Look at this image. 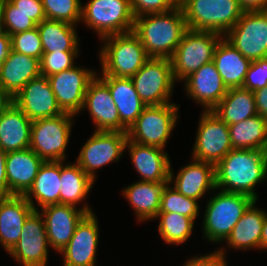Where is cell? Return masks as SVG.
I'll use <instances>...</instances> for the list:
<instances>
[{
  "label": "cell",
  "instance_id": "obj_1",
  "mask_svg": "<svg viewBox=\"0 0 267 266\" xmlns=\"http://www.w3.org/2000/svg\"><path fill=\"white\" fill-rule=\"evenodd\" d=\"M267 182V151L232 149L215 165L216 188L259 200L256 188Z\"/></svg>",
  "mask_w": 267,
  "mask_h": 266
},
{
  "label": "cell",
  "instance_id": "obj_2",
  "mask_svg": "<svg viewBox=\"0 0 267 266\" xmlns=\"http://www.w3.org/2000/svg\"><path fill=\"white\" fill-rule=\"evenodd\" d=\"M187 29L179 5L167 12L135 17L133 32L139 37L149 57L170 59Z\"/></svg>",
  "mask_w": 267,
  "mask_h": 266
},
{
  "label": "cell",
  "instance_id": "obj_3",
  "mask_svg": "<svg viewBox=\"0 0 267 266\" xmlns=\"http://www.w3.org/2000/svg\"><path fill=\"white\" fill-rule=\"evenodd\" d=\"M212 194L206 198L207 201L204 204L201 237L207 244L212 246L218 244L217 247H219L254 199L244 194L225 192L217 188Z\"/></svg>",
  "mask_w": 267,
  "mask_h": 266
},
{
  "label": "cell",
  "instance_id": "obj_4",
  "mask_svg": "<svg viewBox=\"0 0 267 266\" xmlns=\"http://www.w3.org/2000/svg\"><path fill=\"white\" fill-rule=\"evenodd\" d=\"M99 43L97 53L101 68L97 75L131 78L150 58L133 31L105 37Z\"/></svg>",
  "mask_w": 267,
  "mask_h": 266
},
{
  "label": "cell",
  "instance_id": "obj_5",
  "mask_svg": "<svg viewBox=\"0 0 267 266\" xmlns=\"http://www.w3.org/2000/svg\"><path fill=\"white\" fill-rule=\"evenodd\" d=\"M179 5L188 29L216 32L222 36L244 13L239 0H183Z\"/></svg>",
  "mask_w": 267,
  "mask_h": 266
},
{
  "label": "cell",
  "instance_id": "obj_6",
  "mask_svg": "<svg viewBox=\"0 0 267 266\" xmlns=\"http://www.w3.org/2000/svg\"><path fill=\"white\" fill-rule=\"evenodd\" d=\"M85 3L82 1L80 24L93 31L99 41L133 31L135 17L130 0H89Z\"/></svg>",
  "mask_w": 267,
  "mask_h": 266
},
{
  "label": "cell",
  "instance_id": "obj_7",
  "mask_svg": "<svg viewBox=\"0 0 267 266\" xmlns=\"http://www.w3.org/2000/svg\"><path fill=\"white\" fill-rule=\"evenodd\" d=\"M76 118L64 112L56 117L32 121L30 149L43 161H66Z\"/></svg>",
  "mask_w": 267,
  "mask_h": 266
},
{
  "label": "cell",
  "instance_id": "obj_8",
  "mask_svg": "<svg viewBox=\"0 0 267 266\" xmlns=\"http://www.w3.org/2000/svg\"><path fill=\"white\" fill-rule=\"evenodd\" d=\"M180 104L146 106L136 122L128 129V139L147 146L166 150L172 132L180 121Z\"/></svg>",
  "mask_w": 267,
  "mask_h": 266
},
{
  "label": "cell",
  "instance_id": "obj_9",
  "mask_svg": "<svg viewBox=\"0 0 267 266\" xmlns=\"http://www.w3.org/2000/svg\"><path fill=\"white\" fill-rule=\"evenodd\" d=\"M222 37L216 32L187 29L170 58L176 83L213 61L215 48Z\"/></svg>",
  "mask_w": 267,
  "mask_h": 266
},
{
  "label": "cell",
  "instance_id": "obj_10",
  "mask_svg": "<svg viewBox=\"0 0 267 266\" xmlns=\"http://www.w3.org/2000/svg\"><path fill=\"white\" fill-rule=\"evenodd\" d=\"M127 139L125 132L93 131L80 148L75 162L96 182L97 170L122 161Z\"/></svg>",
  "mask_w": 267,
  "mask_h": 266
},
{
  "label": "cell",
  "instance_id": "obj_11",
  "mask_svg": "<svg viewBox=\"0 0 267 266\" xmlns=\"http://www.w3.org/2000/svg\"><path fill=\"white\" fill-rule=\"evenodd\" d=\"M131 80L146 106L173 102L171 100L177 83L169 58L150 57Z\"/></svg>",
  "mask_w": 267,
  "mask_h": 266
},
{
  "label": "cell",
  "instance_id": "obj_12",
  "mask_svg": "<svg viewBox=\"0 0 267 266\" xmlns=\"http://www.w3.org/2000/svg\"><path fill=\"white\" fill-rule=\"evenodd\" d=\"M199 115L189 157L216 165L233 149L228 125L212 110Z\"/></svg>",
  "mask_w": 267,
  "mask_h": 266
},
{
  "label": "cell",
  "instance_id": "obj_13",
  "mask_svg": "<svg viewBox=\"0 0 267 266\" xmlns=\"http://www.w3.org/2000/svg\"><path fill=\"white\" fill-rule=\"evenodd\" d=\"M223 37L250 61L267 57V10L244 11Z\"/></svg>",
  "mask_w": 267,
  "mask_h": 266
},
{
  "label": "cell",
  "instance_id": "obj_14",
  "mask_svg": "<svg viewBox=\"0 0 267 266\" xmlns=\"http://www.w3.org/2000/svg\"><path fill=\"white\" fill-rule=\"evenodd\" d=\"M50 249L43 216L34 210L24 222L18 242L7 255L20 266H49Z\"/></svg>",
  "mask_w": 267,
  "mask_h": 266
},
{
  "label": "cell",
  "instance_id": "obj_15",
  "mask_svg": "<svg viewBox=\"0 0 267 266\" xmlns=\"http://www.w3.org/2000/svg\"><path fill=\"white\" fill-rule=\"evenodd\" d=\"M85 67L78 64L47 77L57 103L65 113L75 116L80 113L89 83L97 75L98 69Z\"/></svg>",
  "mask_w": 267,
  "mask_h": 266
},
{
  "label": "cell",
  "instance_id": "obj_16",
  "mask_svg": "<svg viewBox=\"0 0 267 266\" xmlns=\"http://www.w3.org/2000/svg\"><path fill=\"white\" fill-rule=\"evenodd\" d=\"M99 223L95 212L86 214L81 219L70 241L59 252L63 260L62 266H98Z\"/></svg>",
  "mask_w": 267,
  "mask_h": 266
},
{
  "label": "cell",
  "instance_id": "obj_17",
  "mask_svg": "<svg viewBox=\"0 0 267 266\" xmlns=\"http://www.w3.org/2000/svg\"><path fill=\"white\" fill-rule=\"evenodd\" d=\"M85 111H88L91 117L93 131L128 132V129L121 123L108 86L97 75L89 83L83 107L77 117Z\"/></svg>",
  "mask_w": 267,
  "mask_h": 266
},
{
  "label": "cell",
  "instance_id": "obj_18",
  "mask_svg": "<svg viewBox=\"0 0 267 266\" xmlns=\"http://www.w3.org/2000/svg\"><path fill=\"white\" fill-rule=\"evenodd\" d=\"M188 162L180 166L176 173L171 162L169 184L184 196L201 203L204 196L209 197L216 189L215 165L191 157Z\"/></svg>",
  "mask_w": 267,
  "mask_h": 266
},
{
  "label": "cell",
  "instance_id": "obj_19",
  "mask_svg": "<svg viewBox=\"0 0 267 266\" xmlns=\"http://www.w3.org/2000/svg\"><path fill=\"white\" fill-rule=\"evenodd\" d=\"M258 202L259 200H254L248 206L223 244L218 248L215 247L224 259H227V255H229L227 251L230 249L237 253L238 251L247 252L249 250L260 251V241L266 208L258 206Z\"/></svg>",
  "mask_w": 267,
  "mask_h": 266
},
{
  "label": "cell",
  "instance_id": "obj_20",
  "mask_svg": "<svg viewBox=\"0 0 267 266\" xmlns=\"http://www.w3.org/2000/svg\"><path fill=\"white\" fill-rule=\"evenodd\" d=\"M181 84L185 96L201 107L202 111H211L228 91L213 61L202 65Z\"/></svg>",
  "mask_w": 267,
  "mask_h": 266
},
{
  "label": "cell",
  "instance_id": "obj_21",
  "mask_svg": "<svg viewBox=\"0 0 267 266\" xmlns=\"http://www.w3.org/2000/svg\"><path fill=\"white\" fill-rule=\"evenodd\" d=\"M11 101L31 121L64 113L57 103L48 78L43 75L29 81Z\"/></svg>",
  "mask_w": 267,
  "mask_h": 266
},
{
  "label": "cell",
  "instance_id": "obj_22",
  "mask_svg": "<svg viewBox=\"0 0 267 266\" xmlns=\"http://www.w3.org/2000/svg\"><path fill=\"white\" fill-rule=\"evenodd\" d=\"M43 216L51 251L59 253L70 241L81 219L83 210L65 204L46 206L38 210Z\"/></svg>",
  "mask_w": 267,
  "mask_h": 266
},
{
  "label": "cell",
  "instance_id": "obj_23",
  "mask_svg": "<svg viewBox=\"0 0 267 266\" xmlns=\"http://www.w3.org/2000/svg\"><path fill=\"white\" fill-rule=\"evenodd\" d=\"M125 153L129 154L131 164L139 175L138 181H169L171 159L165 149L141 145L127 139Z\"/></svg>",
  "mask_w": 267,
  "mask_h": 266
},
{
  "label": "cell",
  "instance_id": "obj_24",
  "mask_svg": "<svg viewBox=\"0 0 267 266\" xmlns=\"http://www.w3.org/2000/svg\"><path fill=\"white\" fill-rule=\"evenodd\" d=\"M168 184L169 181L137 180L122 187L121 196L129 203L137 224L154 221L160 209L161 197Z\"/></svg>",
  "mask_w": 267,
  "mask_h": 266
},
{
  "label": "cell",
  "instance_id": "obj_25",
  "mask_svg": "<svg viewBox=\"0 0 267 266\" xmlns=\"http://www.w3.org/2000/svg\"><path fill=\"white\" fill-rule=\"evenodd\" d=\"M41 75L40 60L11 49L0 65V88L10 99L33 78Z\"/></svg>",
  "mask_w": 267,
  "mask_h": 266
},
{
  "label": "cell",
  "instance_id": "obj_26",
  "mask_svg": "<svg viewBox=\"0 0 267 266\" xmlns=\"http://www.w3.org/2000/svg\"><path fill=\"white\" fill-rule=\"evenodd\" d=\"M68 160L61 161L60 204L75 206L87 214L93 213L95 211L87 199L95 182L76 162Z\"/></svg>",
  "mask_w": 267,
  "mask_h": 266
},
{
  "label": "cell",
  "instance_id": "obj_27",
  "mask_svg": "<svg viewBox=\"0 0 267 266\" xmlns=\"http://www.w3.org/2000/svg\"><path fill=\"white\" fill-rule=\"evenodd\" d=\"M43 160L30 148L6 156V177L10 196H24L33 185Z\"/></svg>",
  "mask_w": 267,
  "mask_h": 266
},
{
  "label": "cell",
  "instance_id": "obj_28",
  "mask_svg": "<svg viewBox=\"0 0 267 266\" xmlns=\"http://www.w3.org/2000/svg\"><path fill=\"white\" fill-rule=\"evenodd\" d=\"M33 211L24 196L0 197V246L6 253L18 242L23 224Z\"/></svg>",
  "mask_w": 267,
  "mask_h": 266
},
{
  "label": "cell",
  "instance_id": "obj_29",
  "mask_svg": "<svg viewBox=\"0 0 267 266\" xmlns=\"http://www.w3.org/2000/svg\"><path fill=\"white\" fill-rule=\"evenodd\" d=\"M32 121L12 101L0 115V148L6 153L30 148Z\"/></svg>",
  "mask_w": 267,
  "mask_h": 266
},
{
  "label": "cell",
  "instance_id": "obj_30",
  "mask_svg": "<svg viewBox=\"0 0 267 266\" xmlns=\"http://www.w3.org/2000/svg\"><path fill=\"white\" fill-rule=\"evenodd\" d=\"M61 161H44L33 185L24 195L34 210L60 204Z\"/></svg>",
  "mask_w": 267,
  "mask_h": 266
},
{
  "label": "cell",
  "instance_id": "obj_31",
  "mask_svg": "<svg viewBox=\"0 0 267 266\" xmlns=\"http://www.w3.org/2000/svg\"><path fill=\"white\" fill-rule=\"evenodd\" d=\"M109 88L121 123L129 129L146 107L131 78L97 75Z\"/></svg>",
  "mask_w": 267,
  "mask_h": 266
},
{
  "label": "cell",
  "instance_id": "obj_32",
  "mask_svg": "<svg viewBox=\"0 0 267 266\" xmlns=\"http://www.w3.org/2000/svg\"><path fill=\"white\" fill-rule=\"evenodd\" d=\"M213 62L228 89L243 86L251 61L224 37L215 48Z\"/></svg>",
  "mask_w": 267,
  "mask_h": 266
},
{
  "label": "cell",
  "instance_id": "obj_33",
  "mask_svg": "<svg viewBox=\"0 0 267 266\" xmlns=\"http://www.w3.org/2000/svg\"><path fill=\"white\" fill-rule=\"evenodd\" d=\"M78 26L64 22L45 19L37 25L43 53L82 52Z\"/></svg>",
  "mask_w": 267,
  "mask_h": 266
},
{
  "label": "cell",
  "instance_id": "obj_34",
  "mask_svg": "<svg viewBox=\"0 0 267 266\" xmlns=\"http://www.w3.org/2000/svg\"><path fill=\"white\" fill-rule=\"evenodd\" d=\"M212 111L227 125L257 115L254 92L242 87L229 88Z\"/></svg>",
  "mask_w": 267,
  "mask_h": 266
},
{
  "label": "cell",
  "instance_id": "obj_35",
  "mask_svg": "<svg viewBox=\"0 0 267 266\" xmlns=\"http://www.w3.org/2000/svg\"><path fill=\"white\" fill-rule=\"evenodd\" d=\"M233 149H260L267 151V119L259 114L228 125Z\"/></svg>",
  "mask_w": 267,
  "mask_h": 266
},
{
  "label": "cell",
  "instance_id": "obj_36",
  "mask_svg": "<svg viewBox=\"0 0 267 266\" xmlns=\"http://www.w3.org/2000/svg\"><path fill=\"white\" fill-rule=\"evenodd\" d=\"M158 220L157 233L168 246H179L191 239L195 221L176 212L158 213L154 221Z\"/></svg>",
  "mask_w": 267,
  "mask_h": 266
},
{
  "label": "cell",
  "instance_id": "obj_37",
  "mask_svg": "<svg viewBox=\"0 0 267 266\" xmlns=\"http://www.w3.org/2000/svg\"><path fill=\"white\" fill-rule=\"evenodd\" d=\"M199 203V201L193 198L184 196L168 184L161 197L158 213L176 212L196 222L200 216L199 213L202 211L201 204Z\"/></svg>",
  "mask_w": 267,
  "mask_h": 266
},
{
  "label": "cell",
  "instance_id": "obj_38",
  "mask_svg": "<svg viewBox=\"0 0 267 266\" xmlns=\"http://www.w3.org/2000/svg\"><path fill=\"white\" fill-rule=\"evenodd\" d=\"M46 19L64 21L76 26L81 21V0H41Z\"/></svg>",
  "mask_w": 267,
  "mask_h": 266
},
{
  "label": "cell",
  "instance_id": "obj_39",
  "mask_svg": "<svg viewBox=\"0 0 267 266\" xmlns=\"http://www.w3.org/2000/svg\"><path fill=\"white\" fill-rule=\"evenodd\" d=\"M8 0H3L1 6L0 28L6 31L10 36L34 29L37 24L32 21L27 14L18 11Z\"/></svg>",
  "mask_w": 267,
  "mask_h": 266
},
{
  "label": "cell",
  "instance_id": "obj_40",
  "mask_svg": "<svg viewBox=\"0 0 267 266\" xmlns=\"http://www.w3.org/2000/svg\"><path fill=\"white\" fill-rule=\"evenodd\" d=\"M81 52H49L43 53L40 59V72L43 76H51L75 66Z\"/></svg>",
  "mask_w": 267,
  "mask_h": 266
},
{
  "label": "cell",
  "instance_id": "obj_41",
  "mask_svg": "<svg viewBox=\"0 0 267 266\" xmlns=\"http://www.w3.org/2000/svg\"><path fill=\"white\" fill-rule=\"evenodd\" d=\"M12 50L37 59H41L43 47L38 28L11 35Z\"/></svg>",
  "mask_w": 267,
  "mask_h": 266
},
{
  "label": "cell",
  "instance_id": "obj_42",
  "mask_svg": "<svg viewBox=\"0 0 267 266\" xmlns=\"http://www.w3.org/2000/svg\"><path fill=\"white\" fill-rule=\"evenodd\" d=\"M266 86H267V57L261 58L256 61H251L242 88L254 92Z\"/></svg>",
  "mask_w": 267,
  "mask_h": 266
},
{
  "label": "cell",
  "instance_id": "obj_43",
  "mask_svg": "<svg viewBox=\"0 0 267 266\" xmlns=\"http://www.w3.org/2000/svg\"><path fill=\"white\" fill-rule=\"evenodd\" d=\"M134 17L150 13H163L179 6L176 0H130Z\"/></svg>",
  "mask_w": 267,
  "mask_h": 266
},
{
  "label": "cell",
  "instance_id": "obj_44",
  "mask_svg": "<svg viewBox=\"0 0 267 266\" xmlns=\"http://www.w3.org/2000/svg\"><path fill=\"white\" fill-rule=\"evenodd\" d=\"M37 25L46 19L41 0H8Z\"/></svg>",
  "mask_w": 267,
  "mask_h": 266
},
{
  "label": "cell",
  "instance_id": "obj_45",
  "mask_svg": "<svg viewBox=\"0 0 267 266\" xmlns=\"http://www.w3.org/2000/svg\"><path fill=\"white\" fill-rule=\"evenodd\" d=\"M213 250L206 254L197 253L195 256H189L188 259H184L182 266H217L224 258L216 249Z\"/></svg>",
  "mask_w": 267,
  "mask_h": 266
},
{
  "label": "cell",
  "instance_id": "obj_46",
  "mask_svg": "<svg viewBox=\"0 0 267 266\" xmlns=\"http://www.w3.org/2000/svg\"><path fill=\"white\" fill-rule=\"evenodd\" d=\"M6 156L7 153L0 148V197L10 196L6 177Z\"/></svg>",
  "mask_w": 267,
  "mask_h": 266
},
{
  "label": "cell",
  "instance_id": "obj_47",
  "mask_svg": "<svg viewBox=\"0 0 267 266\" xmlns=\"http://www.w3.org/2000/svg\"><path fill=\"white\" fill-rule=\"evenodd\" d=\"M257 113L267 119V86L254 91Z\"/></svg>",
  "mask_w": 267,
  "mask_h": 266
},
{
  "label": "cell",
  "instance_id": "obj_48",
  "mask_svg": "<svg viewBox=\"0 0 267 266\" xmlns=\"http://www.w3.org/2000/svg\"><path fill=\"white\" fill-rule=\"evenodd\" d=\"M12 49L11 36L0 28V65L7 58Z\"/></svg>",
  "mask_w": 267,
  "mask_h": 266
},
{
  "label": "cell",
  "instance_id": "obj_49",
  "mask_svg": "<svg viewBox=\"0 0 267 266\" xmlns=\"http://www.w3.org/2000/svg\"><path fill=\"white\" fill-rule=\"evenodd\" d=\"M244 11H264L267 10V0H239Z\"/></svg>",
  "mask_w": 267,
  "mask_h": 266
},
{
  "label": "cell",
  "instance_id": "obj_50",
  "mask_svg": "<svg viewBox=\"0 0 267 266\" xmlns=\"http://www.w3.org/2000/svg\"><path fill=\"white\" fill-rule=\"evenodd\" d=\"M267 251V209L263 222L262 236L260 241V252Z\"/></svg>",
  "mask_w": 267,
  "mask_h": 266
},
{
  "label": "cell",
  "instance_id": "obj_51",
  "mask_svg": "<svg viewBox=\"0 0 267 266\" xmlns=\"http://www.w3.org/2000/svg\"><path fill=\"white\" fill-rule=\"evenodd\" d=\"M10 102H11V99L7 95H5L3 92H0V115Z\"/></svg>",
  "mask_w": 267,
  "mask_h": 266
},
{
  "label": "cell",
  "instance_id": "obj_52",
  "mask_svg": "<svg viewBox=\"0 0 267 266\" xmlns=\"http://www.w3.org/2000/svg\"><path fill=\"white\" fill-rule=\"evenodd\" d=\"M228 260H229L228 258L223 259L217 266H229Z\"/></svg>",
  "mask_w": 267,
  "mask_h": 266
},
{
  "label": "cell",
  "instance_id": "obj_53",
  "mask_svg": "<svg viewBox=\"0 0 267 266\" xmlns=\"http://www.w3.org/2000/svg\"><path fill=\"white\" fill-rule=\"evenodd\" d=\"M3 0H0V19H1V6H2Z\"/></svg>",
  "mask_w": 267,
  "mask_h": 266
}]
</instances>
